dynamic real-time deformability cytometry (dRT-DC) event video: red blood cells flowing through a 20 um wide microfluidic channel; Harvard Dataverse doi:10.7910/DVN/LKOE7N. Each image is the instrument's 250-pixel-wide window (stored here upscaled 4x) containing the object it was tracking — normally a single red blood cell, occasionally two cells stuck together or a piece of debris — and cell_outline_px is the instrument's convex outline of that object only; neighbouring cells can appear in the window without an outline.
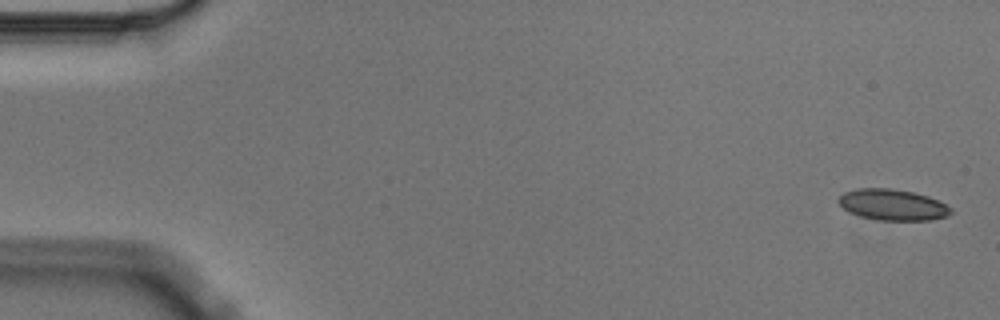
{"species": "Egyptian fruit bat (a non-hibernating species)", "species_latin": "Rousettus aegyptiacus", "temperature_condition": "cold", "stored_images_in_passage": 6, "camera_frame_rate_fps": 3000, "um_per_image_px": 0.085, "animal": {"sex": "male"}, "frame": {"image": 1, "passage_image": 1, "time_ms": 0.0, "image_size_px": [1000, 320], "cell_outline_px": [[952, 212], [948, 216], [932, 220], [880, 220], [860, 216], [848, 212], [836, 200], [844, 192], [856, 188], [892, 188], [912, 192], [928, 196], [940, 200], [952, 208]], "centroid_in_image_um": [75.89, 17.4], "position_along_channel_um": 9.1, "area_um2": 20.52}}
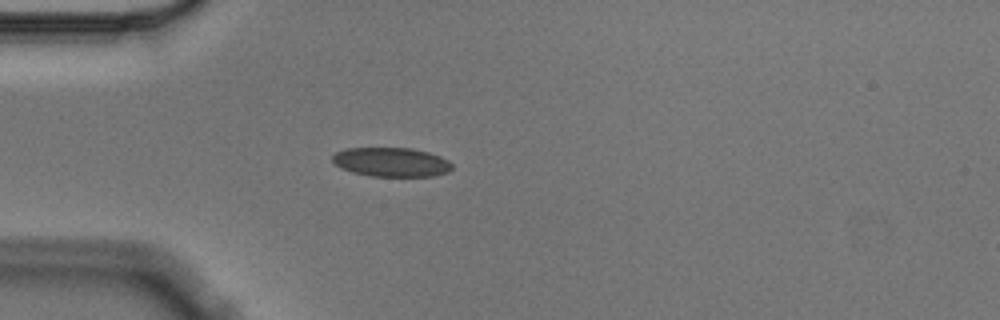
{"frame": {"image": 2, "passage_image": 5, "time_ms": 1.333, "image_size_px": [1000, 320], "cell_outline_px": [[452, 168], [448, 172], [432, 176], [368, 176], [352, 172], [340, 168], [332, 160], [332, 156], [336, 152], [344, 148], [412, 148], [428, 152], [440, 156], [448, 160], [452, 164]], "centroid_in_image_um": [33.25, 13.77], "position_along_channel_um": 51.8, "area_um2": 20.4}}